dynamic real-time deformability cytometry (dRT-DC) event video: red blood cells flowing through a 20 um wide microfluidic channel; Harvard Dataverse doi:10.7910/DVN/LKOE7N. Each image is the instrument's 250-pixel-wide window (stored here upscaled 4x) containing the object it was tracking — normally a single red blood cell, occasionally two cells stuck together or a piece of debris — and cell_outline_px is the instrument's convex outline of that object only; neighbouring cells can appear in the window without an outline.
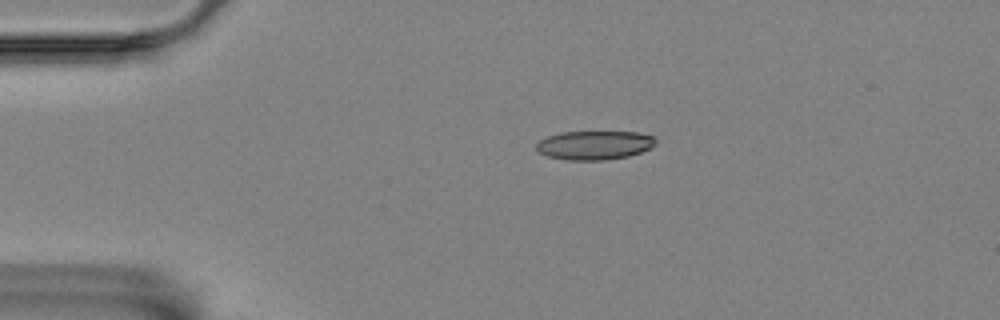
{"species": "Egyptian fruit bat (a non-hibernating species)", "species_latin": "Rousettus aegyptiacus", "temperature_condition": "room temperature", "stored_images_in_passage": 45, "camera_frame_rate_fps": 3000, "um_per_image_px": 0.085, "animal": {"sex": "female"}, "frame": {"image": 1, "passage_image": 1, "time_ms": 0.0, "image_size_px": [1000, 320], "cell_outline_px": [[656, 144], [652, 148], [628, 156], [604, 160], [568, 160], [548, 156], [536, 152], [536, 144], [540, 140], [548, 136], [560, 132], [640, 132], [656, 136]], "centroid_in_image_um": [50.55, 12.33], "position_along_channel_um": 34.4, "area_um2": 20.29}}
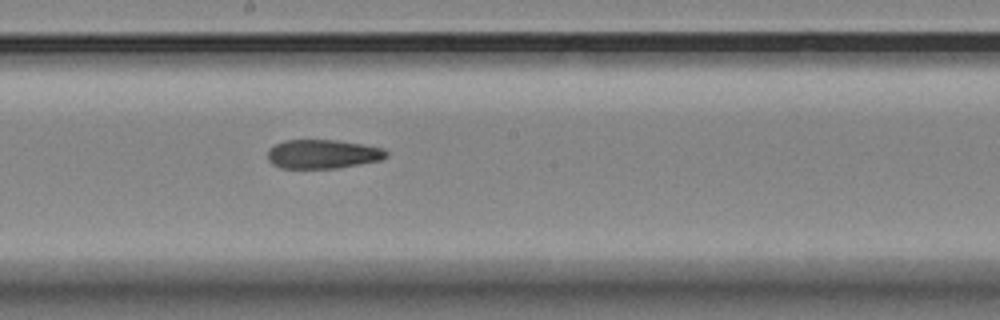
{"frame": {"image": 2, "passage_image": 20, "time_ms": 6.333, "image_size_px": [1000, 320], "cell_outline_px": [[388, 156], [380, 160], [360, 164], [336, 168], [280, 168], [272, 164], [268, 160], [268, 148], [284, 140], [336, 140], [384, 148], [388, 152]], "centroid_in_image_um": [27.42, 13.1], "position_along_channel_um": 220.8, "area_um2": 20.06}}
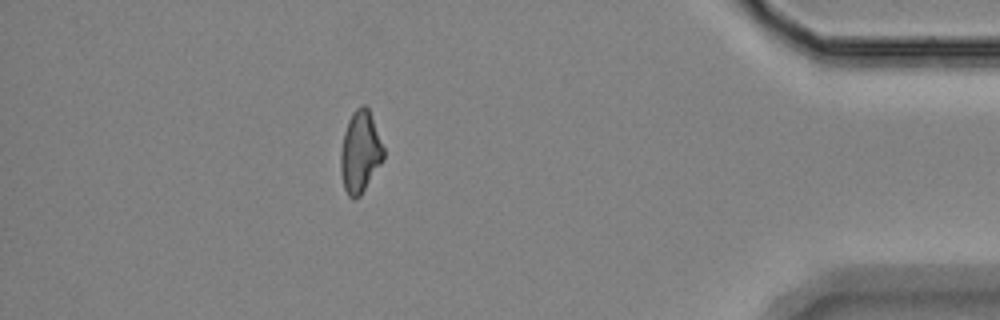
{"frame": {"image": 3, "passage_image": 39, "time_ms": 12.667, "image_size_px": [1000, 320], "cell_outline_px": [[384, 160], [360, 196], [356, 200], [352, 200], [348, 196], [344, 188], [340, 172], [340, 152], [344, 132], [348, 120], [352, 112], [360, 104], [364, 104], [368, 108], [384, 148]], "centroid_in_image_um": [30.6, 12.94], "position_along_channel_um": 404.6, "area_um2": 20.63}, "authors_computed_cell_mechanics": {"area_um2": 20.8658, "velocity_mm_per_s": 3.5634, "shape_relaxation_time_tau1_ms": null, "shape_relaxation_time_tau2_ms": 4.9197, "deformation_change_tau1": null, "deformation_change_tau2": 0.1391}}